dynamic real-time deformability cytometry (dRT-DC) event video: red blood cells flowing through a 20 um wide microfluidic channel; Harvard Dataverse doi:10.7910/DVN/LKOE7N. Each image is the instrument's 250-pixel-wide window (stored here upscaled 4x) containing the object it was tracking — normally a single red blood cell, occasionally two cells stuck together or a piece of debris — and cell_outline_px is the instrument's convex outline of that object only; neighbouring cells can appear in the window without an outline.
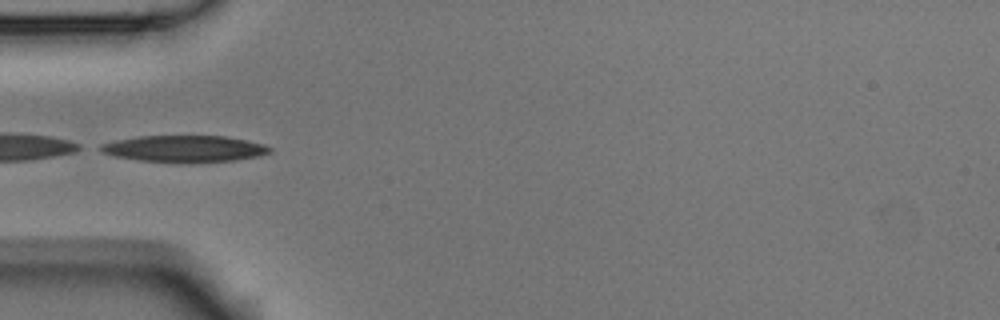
{"species": "Egyptian fruit bat (a non-hibernating species)", "species_latin": "Rousettus aegyptiacus", "temperature_condition": "room temperature", "stored_images_in_passage": 4, "camera_frame_rate_fps": 3000, "um_per_image_px": 0.085, "animal": {"sex": "male"}, "frame": {"image": 1, "passage_image": 4, "time_ms": 1.0, "image_size_px": [1000, 320], "cell_outline_px": [[272, 152], [260, 156], [232, 160], [188, 164], [176, 164], [140, 160], [112, 156], [100, 152], [92, 148], [100, 144], [116, 140], [136, 136], [224, 136], [264, 144], [272, 148]], "centroid_in_image_um": [15.58, 12.66], "position_along_channel_um": 69.4, "area_um2": 26.99}}